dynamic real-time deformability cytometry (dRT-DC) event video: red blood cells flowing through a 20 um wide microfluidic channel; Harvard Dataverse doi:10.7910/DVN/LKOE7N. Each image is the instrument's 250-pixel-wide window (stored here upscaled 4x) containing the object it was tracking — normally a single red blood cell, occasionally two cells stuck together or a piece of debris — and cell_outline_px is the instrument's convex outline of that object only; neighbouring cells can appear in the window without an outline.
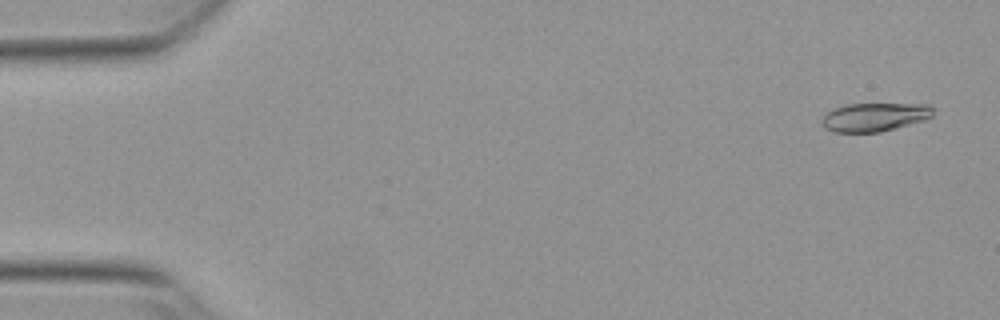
{"species": "Egyptian fruit bat (a non-hibernating species)", "species_latin": "Rousettus aegyptiacus", "temperature_condition": "warm", "stored_images_in_passage": 54, "camera_frame_rate_fps": 3000, "um_per_image_px": 0.085, "animal": {"sex": "female"}, "frame": {"image": 1, "passage_image": 3, "time_ms": 0.667, "image_size_px": [1000, 320], "cell_outline_px": [[932, 116], [924, 120], [896, 128], [880, 132], [832, 132], [824, 128], [820, 120], [824, 112], [832, 108], [848, 104], [928, 104], [932, 108]], "centroid_in_image_um": [74.26, 9.95], "position_along_channel_um": 10.7, "area_um2": 18.67}}
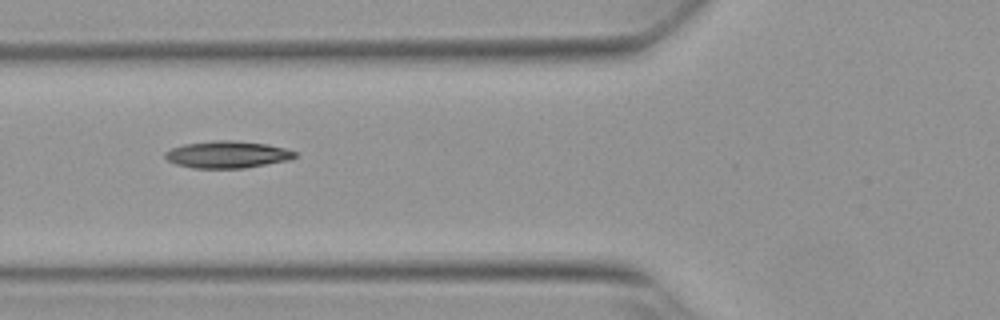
{"frame": {"image": 2, "passage_image": 21, "time_ms": 6.667, "image_size_px": [1000, 320], "cell_outline_px": [[296, 156], [288, 160], [244, 168], [192, 168], [176, 164], [168, 160], [164, 156], [164, 152], [172, 148], [184, 144], [212, 140], [236, 140], [268, 144], [284, 148], [296, 152]], "centroid_in_image_um": [19.3, 13.12], "position_along_channel_um": 106.5, "area_um2": 20.46}}
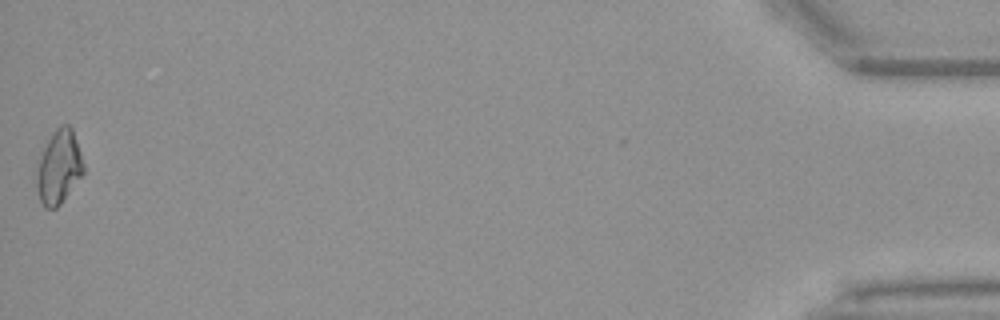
{"frame": {"image": 3, "passage_image": 54, "time_ms": 17.667, "image_size_px": [1000, 320], "cell_outline_px": [[84, 172], [60, 204], [56, 208], [44, 208], [40, 200], [36, 188], [36, 176], [40, 152], [52, 132], [60, 124], [68, 124], [72, 128], [84, 164]], "centroid_in_image_um": [4.98, 14.18], "position_along_channel_um": 430.2, "area_um2": 20.17}, "authors_computed_cell_mechanics": {"area_um2": 19.3052, "velocity_mm_per_s": 3.8254, "shape_relaxation_time_tau1_ms": null, "shape_relaxation_time_tau2_ms": 4.6839, "deformation_change_tau1": null, "deformation_change_tau2": 0.1076}}